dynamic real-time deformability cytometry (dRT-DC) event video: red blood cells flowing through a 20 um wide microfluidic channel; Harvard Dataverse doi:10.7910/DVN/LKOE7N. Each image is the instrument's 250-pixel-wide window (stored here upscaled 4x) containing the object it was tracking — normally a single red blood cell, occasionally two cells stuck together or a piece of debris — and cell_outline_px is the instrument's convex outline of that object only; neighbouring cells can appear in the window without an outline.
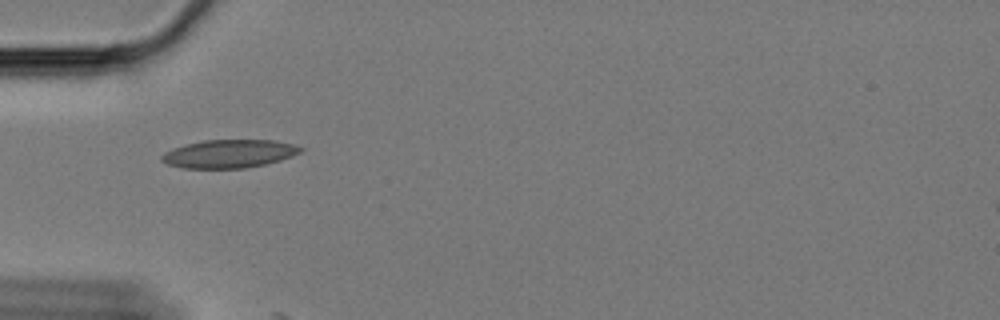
{"species": "Egyptian fruit bat (a non-hibernating species)", "species_latin": "Rousettus aegyptiacus", "temperature_condition": "cold", "stored_images_in_passage": 3, "camera_frame_rate_fps": 3000, "um_per_image_px": 0.085, "animal": {"sex": "female"}, "frame": {"image": 1, "passage_image": 1, "time_ms": 0.0, "image_size_px": [1000, 320], "cell_outline_px": [[304, 148], [300, 152], [292, 156], [280, 160], [264, 164], [244, 168], [184, 168], [168, 164], [160, 160], [160, 156], [164, 152], [172, 148], [184, 144], [204, 140], [272, 140], [292, 144]], "centroid_in_image_um": [19.43, 13.06], "position_along_channel_um": 65.6, "area_um2": 22.77}}